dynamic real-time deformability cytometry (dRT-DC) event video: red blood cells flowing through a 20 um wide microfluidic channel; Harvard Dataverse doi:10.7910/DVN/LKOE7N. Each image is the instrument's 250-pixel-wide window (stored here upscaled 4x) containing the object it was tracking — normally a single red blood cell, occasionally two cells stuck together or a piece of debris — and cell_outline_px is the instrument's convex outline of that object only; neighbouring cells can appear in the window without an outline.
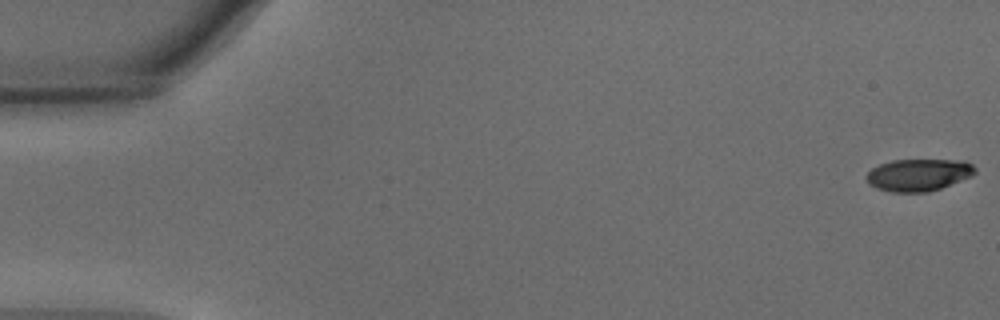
{"species": "common noctule bat (a hibernating species)", "species_latin": "Nyctalus noctula", "temperature_condition": "warm", "stored_images_in_passage": 55, "camera_frame_rate_fps": 3000, "um_per_image_px": 0.085, "animal": {"sex": "male", "body_mass_g": 15.6}, "frame": {"image": 1, "passage_image": 1, "time_ms": 0.0, "image_size_px": [1000, 320], "cell_outline_px": [[976, 172], [972, 176], [940, 188], [928, 192], [892, 192], [876, 188], [868, 184], [864, 176], [872, 168], [880, 164], [892, 160], [964, 160], [972, 164], [976, 168]], "centroid_in_image_um": [78.06, 14.86], "position_along_channel_um": 6.9, "area_um2": 20.46}}
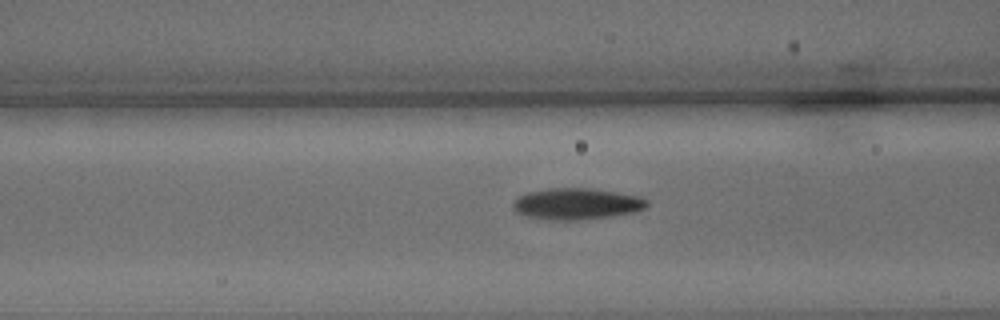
{"frame": {"image": 2, "passage_image": 22, "time_ms": 7.0, "image_size_px": [1000, 320], "cell_outline_px": [[648, 204], [644, 208], [636, 212], [612, 216], [576, 220], [560, 220], [524, 216], [516, 212], [512, 208], [512, 204], [516, 196], [528, 192], [548, 188], [588, 188], [640, 196], [648, 200]], "centroid_in_image_um": [48.98, 17.32], "position_along_channel_um": 117.6, "area_um2": 24.51}}
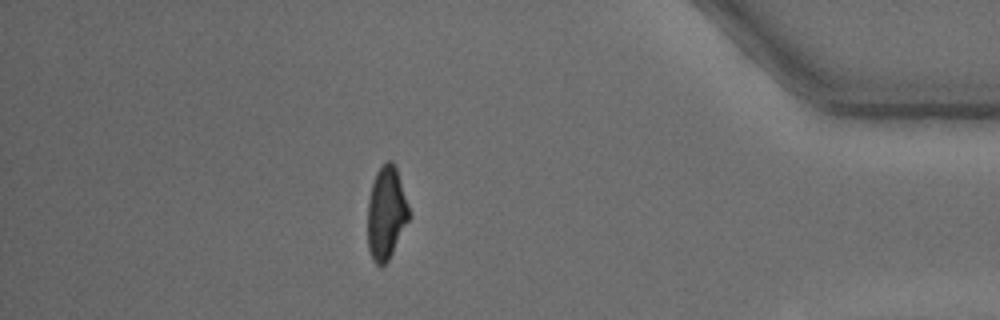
{"frame": {"image": 3, "passage_image": 48, "time_ms": 15.667, "image_size_px": [1000, 320], "cell_outline_px": [[412, 216], [388, 260], [380, 268], [372, 260], [368, 248], [368, 200], [372, 184], [376, 172], [388, 160], [392, 160], [396, 168]], "centroid_in_image_um": [32.84, 18.14], "position_along_channel_um": 402.4, "area_um2": 22.48}, "authors_computed_cell_mechanics": {"area_um2": 23.1778, "velocity_mm_per_s": 3.7439, "shape_relaxation_time_tau1_ms": 3.1347, "shape_relaxation_time_tau2_ms": 1.8469, "deformation_change_tau1": 0.1601, "deformation_change_tau2": 0.0853}}